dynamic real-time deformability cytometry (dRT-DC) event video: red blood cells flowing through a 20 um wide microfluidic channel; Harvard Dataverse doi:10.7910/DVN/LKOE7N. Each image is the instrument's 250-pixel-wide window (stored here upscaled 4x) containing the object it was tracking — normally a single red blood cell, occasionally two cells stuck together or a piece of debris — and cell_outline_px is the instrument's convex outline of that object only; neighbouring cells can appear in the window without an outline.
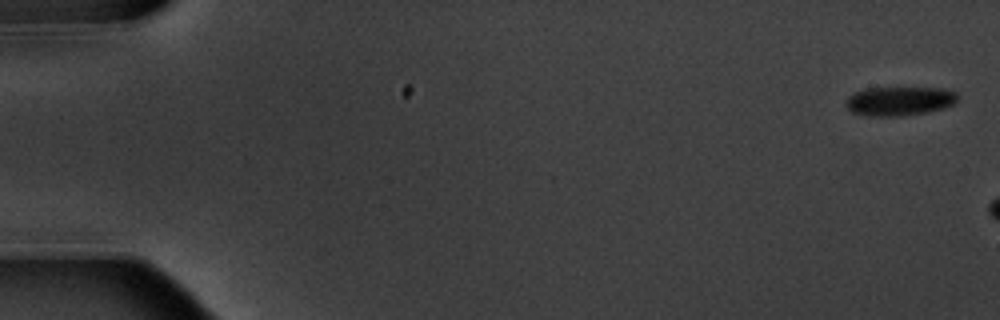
{"species": "common noctule bat (a hibernating species)", "species_latin": "Nyctalus noctula", "temperature_condition": "warm", "stored_images_in_passage": 3, "camera_frame_rate_fps": 3000, "um_per_image_px": 0.085, "animal": {"sex": "male", "body_mass_g": 20.1, "forearm_length_mm": 53.5}, "frame": {"image": 1, "passage_image": 1, "time_ms": 0.0, "image_size_px": [1000, 320], "cell_outline_px": [[956, 100], [952, 104], [944, 108], [928, 112], [900, 116], [868, 116], [852, 112], [844, 104], [844, 100], [848, 96], [864, 88], [944, 88], [956, 92]], "centroid_in_image_um": [76.41, 8.59], "position_along_channel_um": 8.6, "area_um2": 18.96}}